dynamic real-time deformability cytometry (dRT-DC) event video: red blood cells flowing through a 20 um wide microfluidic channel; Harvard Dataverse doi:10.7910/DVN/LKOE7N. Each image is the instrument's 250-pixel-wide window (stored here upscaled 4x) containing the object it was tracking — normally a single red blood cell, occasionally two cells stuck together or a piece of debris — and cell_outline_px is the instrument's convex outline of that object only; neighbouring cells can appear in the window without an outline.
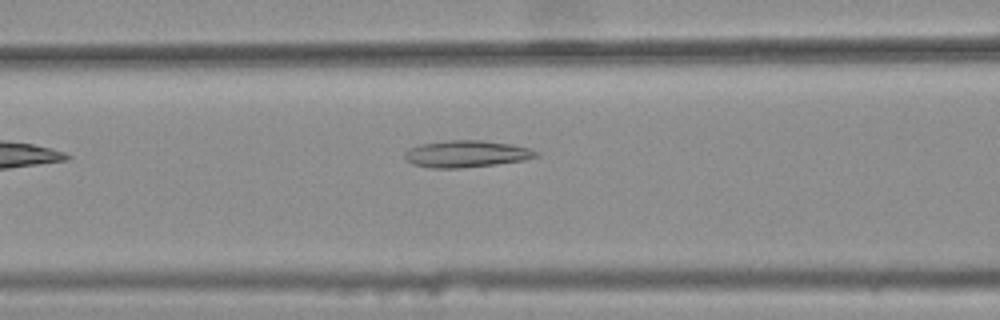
{"species": "common noctule bat (a hibernating species)", "species_latin": "Nyctalus noctula", "temperature_condition": "warm", "stored_images_in_passage": 4, "camera_frame_rate_fps": 3000, "um_per_image_px": 0.085, "animal": {"sex": "female", "body_mass_g": 25.1}, "frame": {"image": 1, "passage_image": 4, "time_ms": 1.0, "image_size_px": [1000, 320], "cell_outline_px": [[540, 156], [524, 160], [496, 164], [460, 168], [432, 168], [412, 164], [404, 160], [404, 152], [408, 148], [420, 144], [448, 140], [484, 140], [512, 144], [528, 148], [540, 152]], "centroid_in_image_um": [39.63, 13.07], "position_along_channel_um": 127.0, "area_um2": 20.81}}